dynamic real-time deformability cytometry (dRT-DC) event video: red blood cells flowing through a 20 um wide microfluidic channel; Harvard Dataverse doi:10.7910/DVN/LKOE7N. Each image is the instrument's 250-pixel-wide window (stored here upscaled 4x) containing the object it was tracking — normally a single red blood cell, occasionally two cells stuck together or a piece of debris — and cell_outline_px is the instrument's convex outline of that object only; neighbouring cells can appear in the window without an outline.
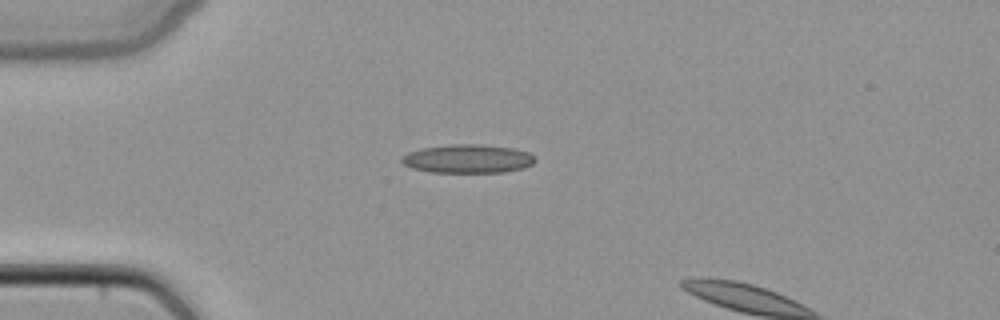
{"species": "common noctule bat (a hibernating species)", "species_latin": "Nyctalus noctula", "temperature_condition": "cold", "stored_images_in_passage": 14, "camera_frame_rate_fps": 3000, "um_per_image_px": 0.085, "animal": {"sex": "female", "body_mass_g": 22.7, "forearm_length_mm": 54.2}, "frame": {"image": 1, "passage_image": 12, "time_ms": 3.667, "image_size_px": [1000, 320], "cell_outline_px": [[536, 160], [532, 164], [524, 168], [504, 172], [432, 172], [412, 168], [404, 164], [400, 160], [408, 152], [424, 148], [452, 144], [480, 144], [512, 148], [528, 152]], "centroid_in_image_um": [39.77, 13.49], "position_along_channel_um": 45.2, "area_um2": 22.02}}